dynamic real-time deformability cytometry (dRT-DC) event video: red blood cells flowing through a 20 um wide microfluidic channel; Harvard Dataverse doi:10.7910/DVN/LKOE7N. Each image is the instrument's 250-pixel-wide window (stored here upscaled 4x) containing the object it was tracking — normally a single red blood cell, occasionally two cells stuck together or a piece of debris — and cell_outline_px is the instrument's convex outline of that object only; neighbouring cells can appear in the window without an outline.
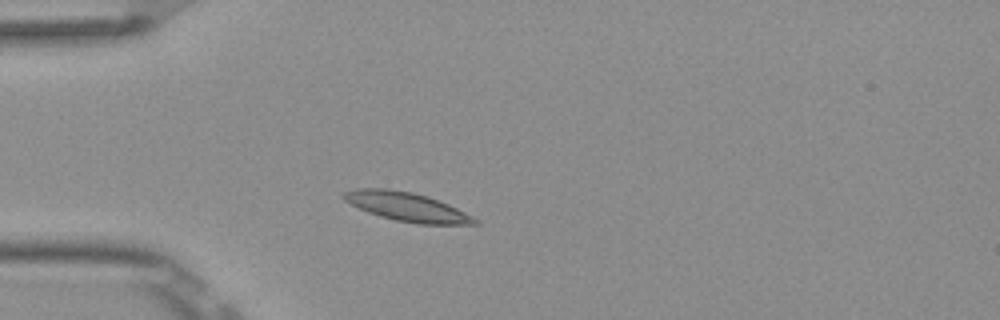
{"species": "Egyptian fruit bat (a non-hibernating species)", "species_latin": "Rousettus aegyptiacus", "temperature_condition": "room temperature", "stored_images_in_passage": 3, "camera_frame_rate_fps": 3000, "um_per_image_px": 0.085, "frame": {"image": 1, "passage_image": 3, "time_ms": 0.667, "image_size_px": [1000, 320], "cell_outline_px": [[480, 224], [416, 224], [396, 220], [380, 216], [368, 212], [344, 200], [340, 196], [340, 192], [356, 188], [388, 188], [412, 192], [428, 196], [448, 204], [480, 220]], "centroid_in_image_um": [34.55, 17.56], "position_along_channel_um": 50.4, "area_um2": 22.14}}